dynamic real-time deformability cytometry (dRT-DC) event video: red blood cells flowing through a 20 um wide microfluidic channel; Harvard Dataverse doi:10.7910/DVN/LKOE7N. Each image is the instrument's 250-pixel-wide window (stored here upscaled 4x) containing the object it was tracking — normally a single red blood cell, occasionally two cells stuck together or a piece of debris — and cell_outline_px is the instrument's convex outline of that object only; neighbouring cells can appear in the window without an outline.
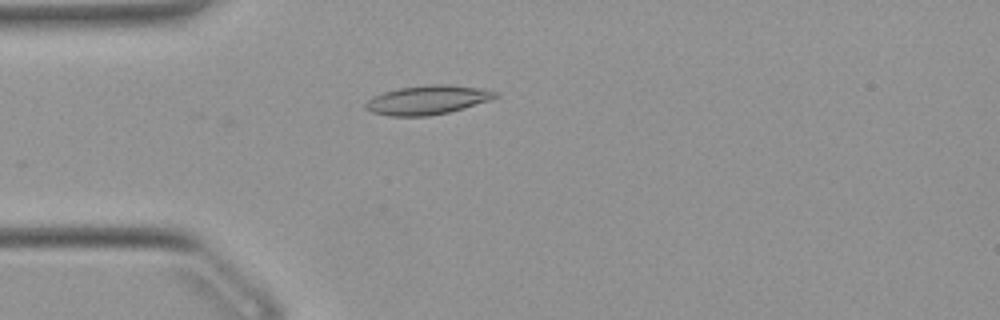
{"species": "Egyptian fruit bat (a non-hibernating species)", "species_latin": "Rousettus aegyptiacus", "temperature_condition": "warm", "stored_images_in_passage": 6, "camera_frame_rate_fps": 3000, "um_per_image_px": 0.085, "animal": {"sex": "female"}, "frame": {"image": 1, "passage_image": 6, "time_ms": 1.667, "image_size_px": [1000, 320], "cell_outline_px": [[500, 96], [492, 100], [464, 108], [448, 112], [428, 116], [388, 116], [372, 112], [364, 108], [364, 104], [372, 96], [384, 92], [400, 88], [432, 84], [448, 84], [476, 88], [500, 92]], "centroid_in_image_um": [36.35, 8.5], "position_along_channel_um": 48.7, "area_um2": 22.02}}